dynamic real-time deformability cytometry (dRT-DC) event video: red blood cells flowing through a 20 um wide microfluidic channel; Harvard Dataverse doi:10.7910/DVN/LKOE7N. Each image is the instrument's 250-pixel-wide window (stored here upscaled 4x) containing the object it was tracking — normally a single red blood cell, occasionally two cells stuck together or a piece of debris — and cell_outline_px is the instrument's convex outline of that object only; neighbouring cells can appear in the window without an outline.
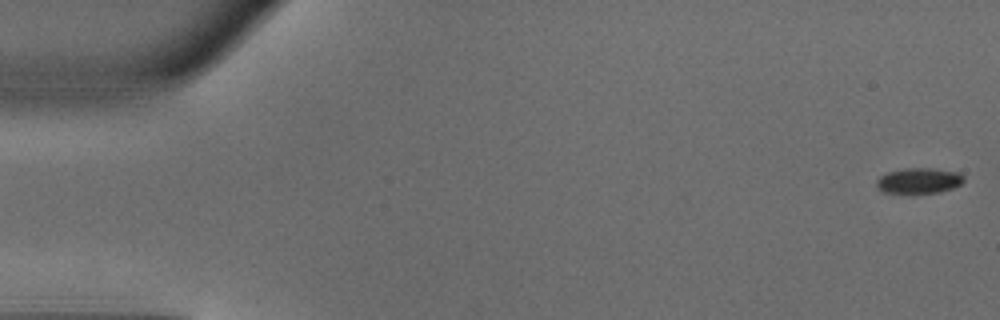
{"species": "common noctule bat (a hibernating species)", "species_latin": "Nyctalus noctula", "temperature_condition": "warm", "stored_images_in_passage": 49, "camera_frame_rate_fps": 3000, "um_per_image_px": 0.085, "animal": {"sex": "male", "body_mass_g": 18.8}, "frame": {"image": 1, "passage_image": 1, "time_ms": 0.0, "image_size_px": [1000, 320], "cell_outline_px": [[964, 180], [960, 184], [952, 188], [940, 192], [912, 196], [880, 192], [876, 188], [876, 180], [880, 176], [888, 172], [904, 168], [936, 168], [960, 172], [964, 176]], "centroid_in_image_um": [78.06, 15.4], "position_along_channel_um": 6.9, "area_um2": 13.87}}
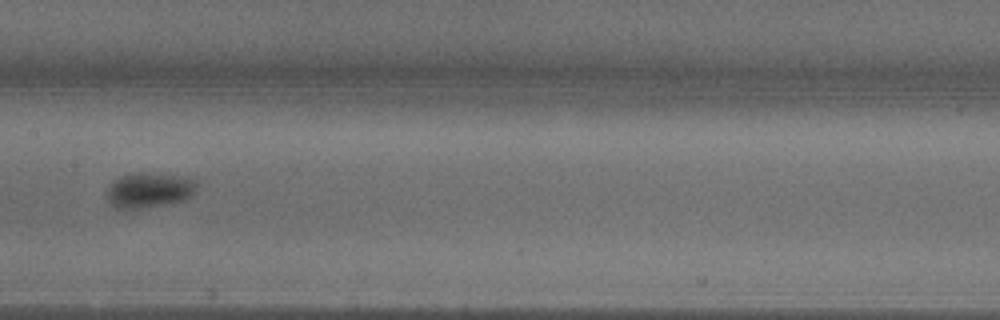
{"frame": {"image": 2, "passage_image": 25, "time_ms": 8.0, "image_size_px": [1000, 320], "cell_outline_px": [[200, 180], [196, 192], [184, 200], [164, 204], [140, 208], [116, 208], [108, 200], [108, 188], [112, 180], [120, 176], [136, 172], [148, 172], [188, 176]], "centroid_in_image_um": [12.76, 16.11], "position_along_channel_um": 194.6, "area_um2": 18.79}}
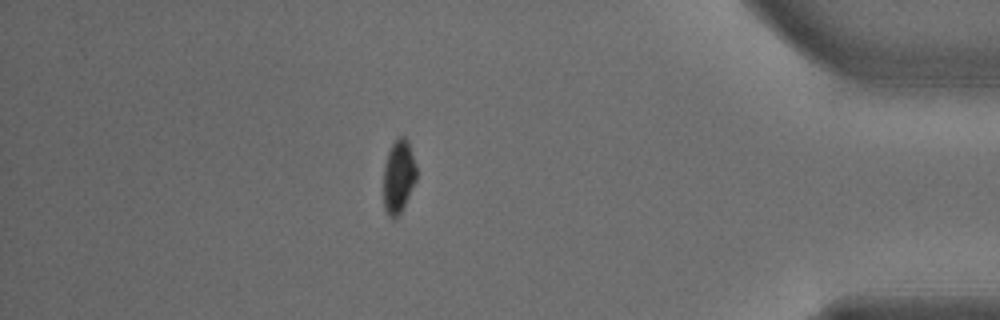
{"frame": {"image": 3, "passage_image": 43, "time_ms": 14.0, "image_size_px": [1000, 320], "cell_outline_px": [[416, 180], [396, 220], [392, 220], [388, 216], [384, 208], [384, 168], [388, 152], [392, 144], [400, 136], [404, 136], [408, 140], [416, 164]], "centroid_in_image_um": [33.87, 15.01], "position_along_channel_um": 401.3, "area_um2": 13.99}, "authors_computed_cell_mechanics": {"area_um2": 15.1436, "velocity_mm_per_s": 4.1017, "shape_relaxation_time_tau1_ms": 3.2032, "shape_relaxation_time_tau2_ms": null, "deformation_change_tau1": 0.1095, "deformation_change_tau2": null}}